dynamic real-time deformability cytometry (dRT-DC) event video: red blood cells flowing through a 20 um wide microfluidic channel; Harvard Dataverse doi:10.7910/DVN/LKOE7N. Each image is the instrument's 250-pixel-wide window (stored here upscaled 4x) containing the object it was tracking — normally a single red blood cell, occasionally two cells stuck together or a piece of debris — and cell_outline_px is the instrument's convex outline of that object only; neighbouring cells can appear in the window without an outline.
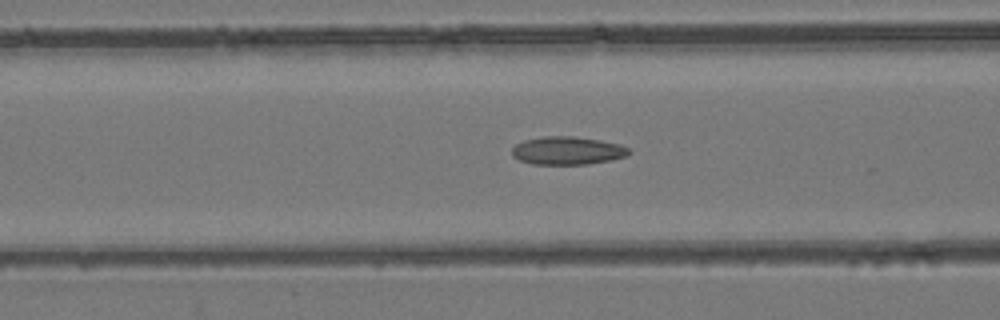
{"species": "common noctule bat (a hibernating species)", "species_latin": "Nyctalus noctula", "temperature_condition": "room temperature", "stored_images_in_passage": 57, "camera_frame_rate_fps": 3000, "um_per_image_px": 0.085, "animal": {"sex": "female", "body_mass_g": 24.6, "forearm_length_mm": 56.2}, "frame": {"image": 1, "passage_image": 24, "time_ms": 7.667, "image_size_px": [1000, 320], "cell_outline_px": [[632, 152], [624, 156], [612, 160], [588, 164], [532, 164], [520, 160], [512, 156], [512, 148], [516, 144], [524, 140], [544, 136], [572, 136], [600, 140], [620, 144], [628, 148]], "centroid_in_image_um": [48.23, 12.8], "position_along_channel_um": 118.4, "area_um2": 19.13}}
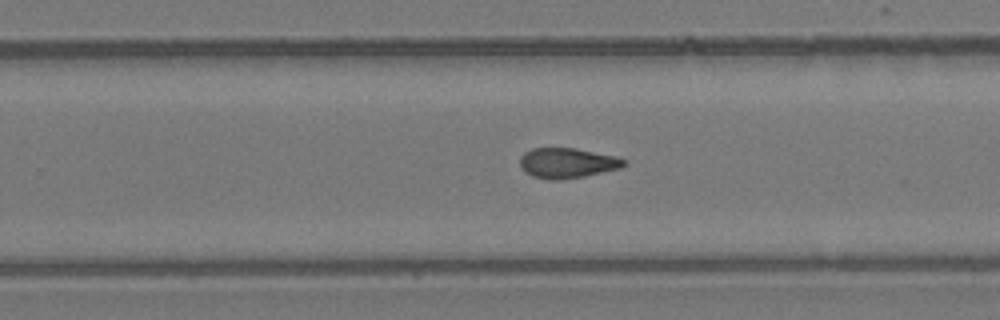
{"frame": {"image": 2, "passage_image": 37, "time_ms": 12.0, "image_size_px": [1000, 320], "cell_outline_px": [[628, 164], [620, 168], [584, 176], [556, 180], [548, 180], [532, 176], [524, 172], [520, 164], [520, 156], [524, 152], [532, 148], [576, 148], [616, 156], [628, 160]], "centroid_in_image_um": [48.22, 13.85], "position_along_channel_um": 281.6, "area_um2": 18.44}}
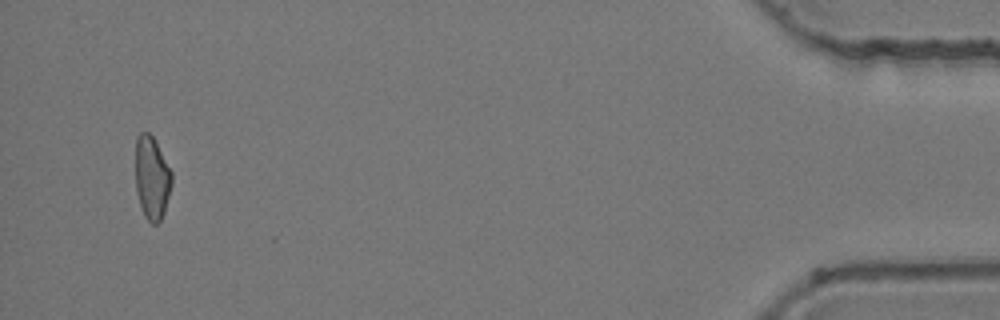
{"frame": {"image": 3, "passage_image": 55, "time_ms": 18.0, "image_size_px": [1000, 320], "cell_outline_px": [[172, 184], [164, 212], [160, 220], [156, 224], [152, 224], [144, 216], [136, 192], [136, 136], [140, 132], [148, 132], [152, 136], [172, 172]], "centroid_in_image_um": [12.9, 15.12], "position_along_channel_um": 422.3, "area_um2": 17.46}, "authors_computed_cell_mechanics": {"area_um2": 18.4382, "velocity_mm_per_s": 3.7631, "shape_relaxation_time_tau1_ms": null, "shape_relaxation_time_tau2_ms": 4.1651, "deformation_change_tau1": null, "deformation_change_tau2": 0.109}}